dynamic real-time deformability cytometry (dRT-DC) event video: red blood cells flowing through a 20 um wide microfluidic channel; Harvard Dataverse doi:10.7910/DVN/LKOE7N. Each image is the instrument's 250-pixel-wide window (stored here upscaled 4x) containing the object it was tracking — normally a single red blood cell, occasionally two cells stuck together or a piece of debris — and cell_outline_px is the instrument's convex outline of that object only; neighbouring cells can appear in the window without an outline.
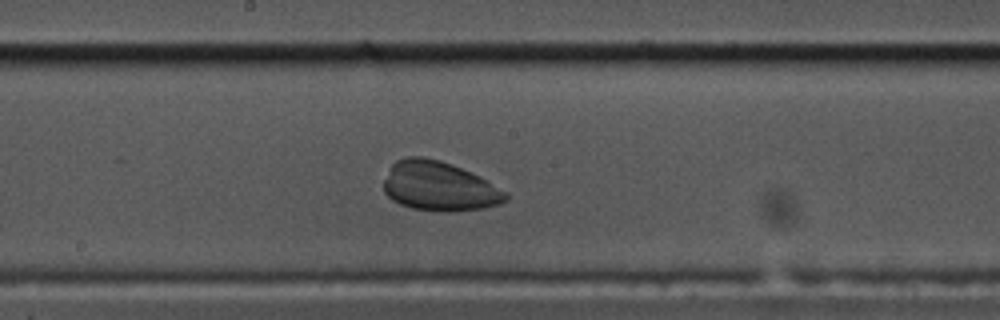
{"species": "common noctule bat (a hibernating species)", "species_latin": "Nyctalus noctula", "temperature_condition": "cold", "stored_images_in_passage": 50, "camera_frame_rate_fps": 3000, "um_per_image_px": 0.085, "animal": {"sex": "male", "body_mass_g": 17.5, "forearm_length_mm": 52.3}, "frame": {"image": 1, "passage_image": 24, "time_ms": 7.667, "image_size_px": [1000, 320], "cell_outline_px": [[508, 200], [500, 204], [484, 208], [448, 212], [436, 212], [412, 208], [400, 204], [392, 200], [384, 192], [384, 180], [392, 164], [396, 160], [408, 156], [424, 156], [440, 160], [460, 168], [484, 180], [504, 192], [508, 196]], "centroid_in_image_um": [37.27, 15.85], "position_along_channel_um": 210.9, "area_um2": 34.8}}
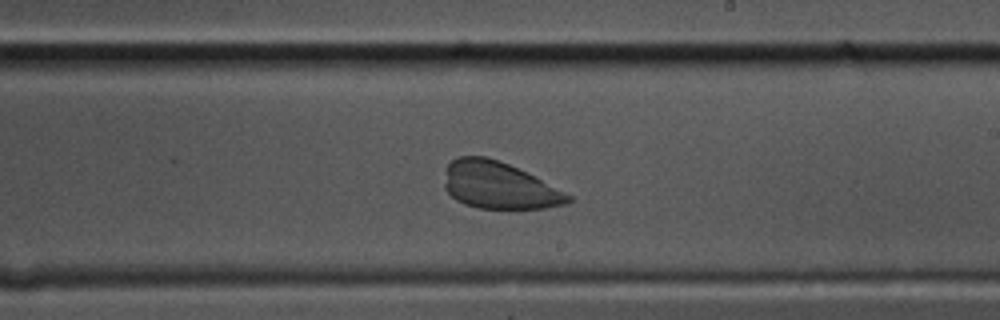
{"frame": {"image": 2, "passage_image": 27, "time_ms": 8.667, "image_size_px": [1000, 320], "cell_outline_px": [[572, 200], [568, 204], [544, 208], [480, 208], [464, 204], [456, 200], [444, 188], [444, 168], [456, 156], [484, 156], [508, 164], [572, 196]], "centroid_in_image_um": [42.34, 15.76], "position_along_channel_um": 246.7, "area_um2": 33.47}}
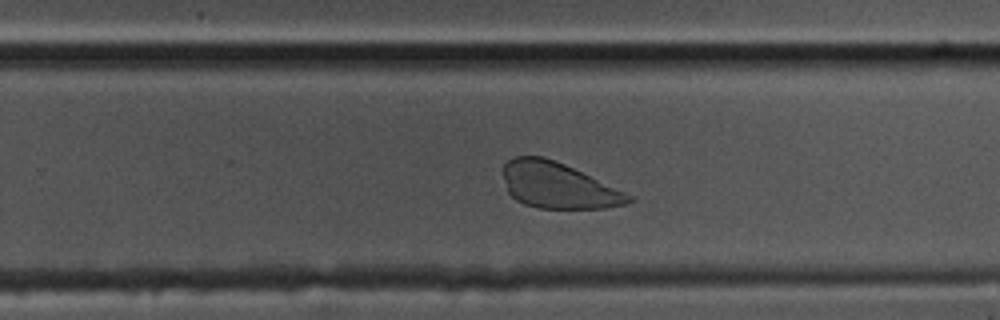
{"frame": {"image": 3, "passage_image": 30, "time_ms": 9.667, "image_size_px": [1000, 320], "cell_outline_px": [[636, 200], [628, 204], [604, 208], [536, 208], [524, 204], [516, 200], [508, 192], [504, 180], [504, 164], [512, 156], [544, 156], [564, 164], [624, 192], [632, 196]], "centroid_in_image_um": [47.41, 15.77], "position_along_channel_um": 282.4, "area_um2": 33.29}}